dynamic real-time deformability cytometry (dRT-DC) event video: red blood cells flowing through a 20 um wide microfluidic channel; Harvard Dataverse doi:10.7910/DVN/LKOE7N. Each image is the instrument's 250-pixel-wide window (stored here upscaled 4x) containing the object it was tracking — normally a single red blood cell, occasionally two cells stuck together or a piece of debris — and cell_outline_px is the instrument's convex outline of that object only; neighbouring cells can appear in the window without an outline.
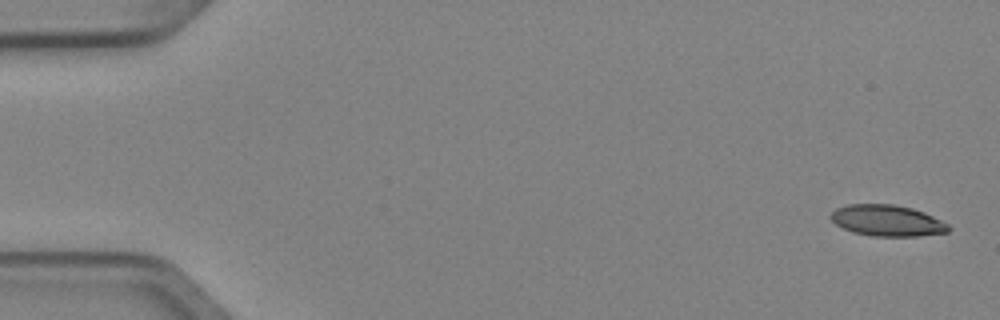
{"species": "Egyptian fruit bat (a non-hibernating species)", "species_latin": "Rousettus aegyptiacus", "temperature_condition": "cold", "stored_images_in_passage": 5, "camera_frame_rate_fps": 3000, "um_per_image_px": 0.085, "animal": {"sex": "female"}, "frame": {"image": 1, "passage_image": 1, "time_ms": 0.0, "image_size_px": [1000, 320], "cell_outline_px": [[952, 228], [948, 232], [916, 236], [872, 236], [852, 232], [836, 224], [828, 216], [836, 208], [848, 204], [892, 204], [912, 208], [924, 212], [948, 224]], "centroid_in_image_um": [75.4, 18.75], "position_along_channel_um": 9.6, "area_um2": 21.39}}